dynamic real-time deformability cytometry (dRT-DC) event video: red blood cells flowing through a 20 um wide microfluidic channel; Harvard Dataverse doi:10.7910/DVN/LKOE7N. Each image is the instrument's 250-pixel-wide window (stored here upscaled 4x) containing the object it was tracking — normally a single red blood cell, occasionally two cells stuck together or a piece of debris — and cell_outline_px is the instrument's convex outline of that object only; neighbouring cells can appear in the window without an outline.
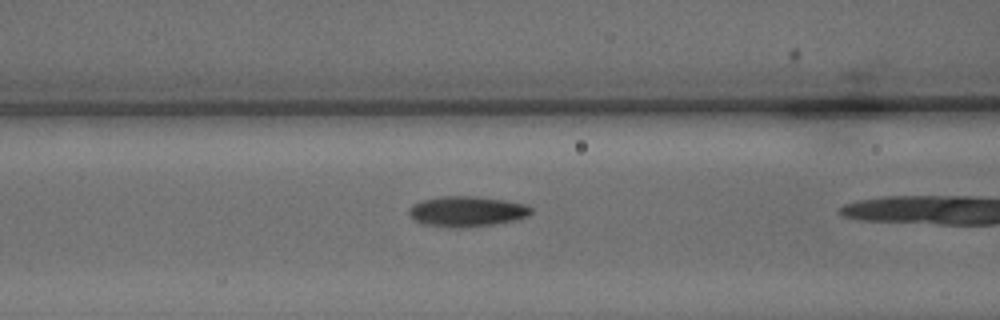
{"species": "common noctule bat (a hibernating species)", "species_latin": "Nyctalus noctula", "temperature_condition": "warm", "stored_images_in_passage": 6, "camera_frame_rate_fps": 3000, "um_per_image_px": 0.085, "animal": {"sex": "male", "body_mass_g": 15.6}, "frame": {"image": 1, "passage_image": 5, "time_ms": 1.333, "image_size_px": [1000, 320], "cell_outline_px": [[532, 212], [528, 216], [516, 220], [496, 224], [460, 228], [448, 228], [420, 224], [408, 212], [408, 208], [412, 204], [420, 200], [440, 196], [476, 196], [504, 200], [524, 204], [532, 208]], "centroid_in_image_um": [39.65, 17.98], "position_along_channel_um": 126.9, "area_um2": 21.96}}